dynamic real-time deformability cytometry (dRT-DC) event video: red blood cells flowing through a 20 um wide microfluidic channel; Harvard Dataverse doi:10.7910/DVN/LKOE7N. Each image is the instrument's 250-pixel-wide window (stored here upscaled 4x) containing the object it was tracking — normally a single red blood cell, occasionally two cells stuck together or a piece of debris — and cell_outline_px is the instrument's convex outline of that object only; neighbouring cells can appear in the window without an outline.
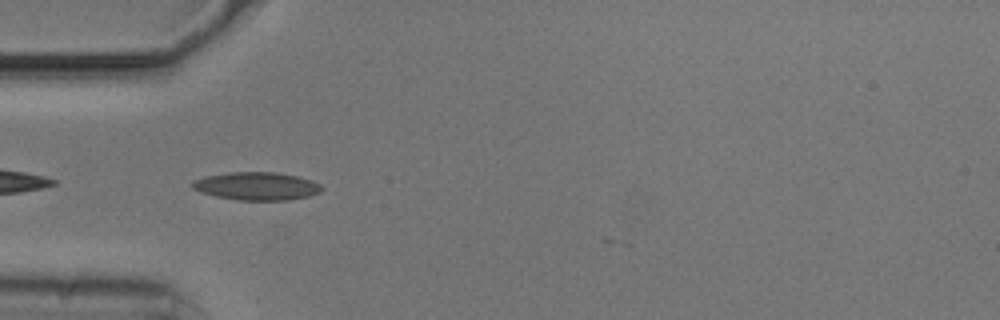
{"species": "common noctule bat (a hibernating species)", "species_latin": "Nyctalus noctula", "temperature_condition": "cold", "stored_images_in_passage": 6, "camera_frame_rate_fps": 3000, "um_per_image_px": 0.085, "animal": {"sex": "male", "body_mass_g": 20.5, "forearm_length_mm": 52.5}, "frame": {"image": 1, "passage_image": 2, "time_ms": 0.333, "image_size_px": [1000, 320], "cell_outline_px": [[324, 188], [320, 192], [308, 196], [288, 200], [240, 200], [216, 196], [200, 192], [192, 188], [192, 180], [204, 176], [228, 172], [272, 172], [296, 176], [312, 180], [320, 184]], "centroid_in_image_um": [21.8, 15.81], "position_along_channel_um": 63.2, "area_um2": 21.1}}
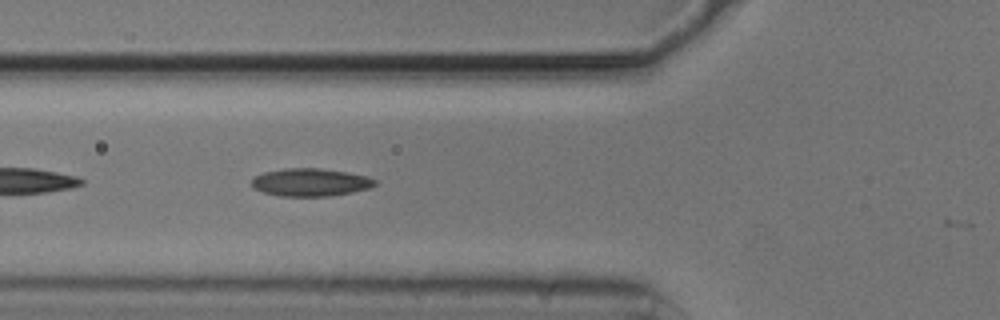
{"frame": {"image": 2, "passage_image": 5, "time_ms": 1.333, "image_size_px": [1000, 320], "cell_outline_px": [[376, 184], [368, 188], [352, 192], [328, 196], [280, 196], [264, 192], [252, 188], [252, 180], [256, 176], [264, 172], [284, 168], [320, 168], [348, 172], [368, 176], [376, 180]], "centroid_in_image_um": [26.39, 15.49], "position_along_channel_um": 99.4, "area_um2": 19.94}}